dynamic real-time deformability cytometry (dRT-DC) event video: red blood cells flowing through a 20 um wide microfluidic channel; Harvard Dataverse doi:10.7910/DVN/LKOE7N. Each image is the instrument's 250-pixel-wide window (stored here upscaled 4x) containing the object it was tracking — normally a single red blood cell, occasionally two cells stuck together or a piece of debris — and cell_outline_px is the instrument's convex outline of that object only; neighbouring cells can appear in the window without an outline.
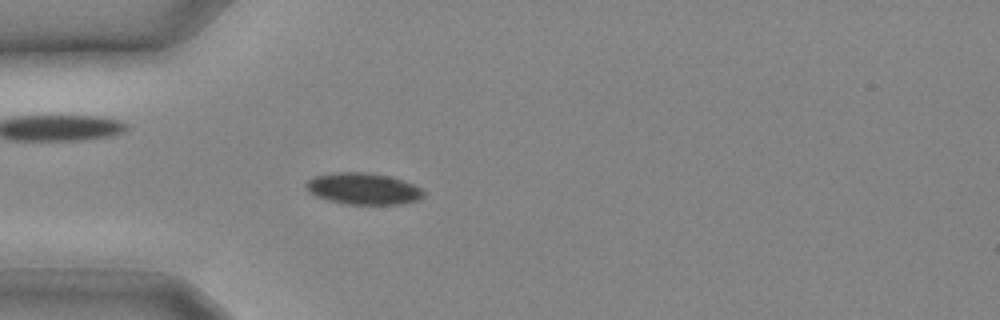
{"species": "common noctule bat (a hibernating species)", "species_latin": "Nyctalus noctula", "temperature_condition": "cold", "stored_images_in_passage": 24, "camera_frame_rate_fps": 3000, "um_per_image_px": 0.085, "animal": {"sex": "male", "body_mass_g": 20.4}, "frame": {"image": 1, "passage_image": 7, "time_ms": 2.0, "image_size_px": [1000, 320], "cell_outline_px": [[424, 196], [416, 200], [400, 204], [344, 204], [328, 200], [316, 196], [308, 192], [304, 184], [308, 180], [316, 176], [336, 172], [368, 172], [388, 176], [412, 184], [420, 188], [424, 192]], "centroid_in_image_um": [30.83, 16.04], "position_along_channel_um": 54.2, "area_um2": 21.44}}
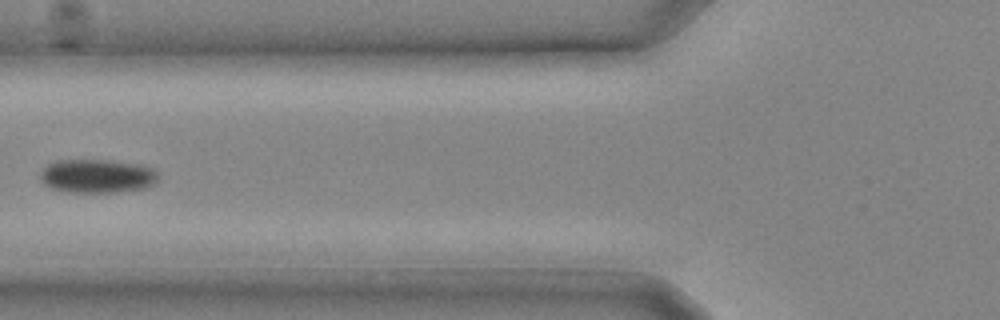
{"frame": {"image": 2, "passage_image": 10, "time_ms": 3.0, "image_size_px": [1000, 320], "cell_outline_px": [[156, 180], [152, 184], [144, 188], [116, 192], [68, 192], [48, 188], [40, 180], [40, 172], [48, 164], [56, 160], [108, 160], [136, 164], [152, 168], [156, 172]], "centroid_in_image_um": [8.18, 14.97], "position_along_channel_um": 117.6, "area_um2": 23.06}}
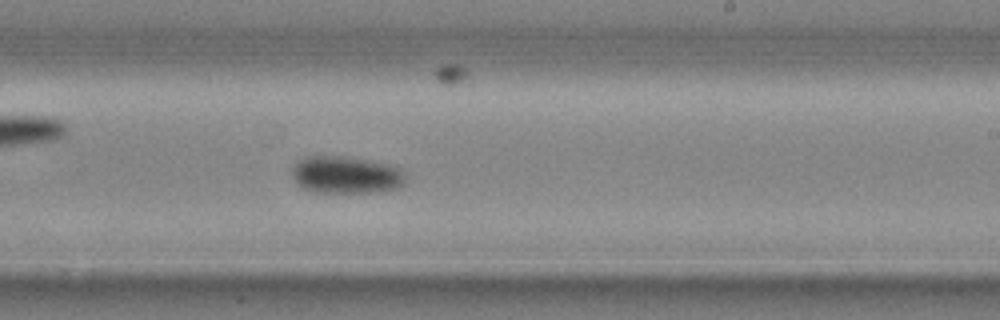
{"frame": {"image": 3, "passage_image": 16, "time_ms": 5.0, "image_size_px": [1000, 320], "cell_outline_px": [[404, 184], [400, 188], [376, 192], [316, 192], [304, 188], [296, 184], [292, 176], [292, 168], [300, 160], [308, 156], [340, 156], [388, 164], [404, 168]], "centroid_in_image_um": [29.44, 14.87], "position_along_channel_um": 259.6, "area_um2": 24.62}}